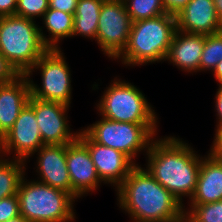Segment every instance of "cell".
Instances as JSON below:
<instances>
[{"label":"cell","mask_w":222,"mask_h":222,"mask_svg":"<svg viewBox=\"0 0 222 222\" xmlns=\"http://www.w3.org/2000/svg\"><path fill=\"white\" fill-rule=\"evenodd\" d=\"M49 9L48 0H17L15 15L36 21Z\"/></svg>","instance_id":"d4e9b609"},{"label":"cell","mask_w":222,"mask_h":222,"mask_svg":"<svg viewBox=\"0 0 222 222\" xmlns=\"http://www.w3.org/2000/svg\"><path fill=\"white\" fill-rule=\"evenodd\" d=\"M132 22L165 14L163 0H123Z\"/></svg>","instance_id":"603a6c76"},{"label":"cell","mask_w":222,"mask_h":222,"mask_svg":"<svg viewBox=\"0 0 222 222\" xmlns=\"http://www.w3.org/2000/svg\"><path fill=\"white\" fill-rule=\"evenodd\" d=\"M78 139L88 148L100 180L105 185H111L113 189H116L136 166L123 152L94 142L82 129Z\"/></svg>","instance_id":"7c38bea8"},{"label":"cell","mask_w":222,"mask_h":222,"mask_svg":"<svg viewBox=\"0 0 222 222\" xmlns=\"http://www.w3.org/2000/svg\"><path fill=\"white\" fill-rule=\"evenodd\" d=\"M175 17L181 32L210 35L222 31L213 0H190Z\"/></svg>","instance_id":"9a60e30c"},{"label":"cell","mask_w":222,"mask_h":222,"mask_svg":"<svg viewBox=\"0 0 222 222\" xmlns=\"http://www.w3.org/2000/svg\"><path fill=\"white\" fill-rule=\"evenodd\" d=\"M6 222H29L28 220H26L21 214L11 218L9 220H7Z\"/></svg>","instance_id":"e575fe53"},{"label":"cell","mask_w":222,"mask_h":222,"mask_svg":"<svg viewBox=\"0 0 222 222\" xmlns=\"http://www.w3.org/2000/svg\"><path fill=\"white\" fill-rule=\"evenodd\" d=\"M176 136H157L146 153L143 166L184 207L193 196L202 155L186 140Z\"/></svg>","instance_id":"6da1fadb"},{"label":"cell","mask_w":222,"mask_h":222,"mask_svg":"<svg viewBox=\"0 0 222 222\" xmlns=\"http://www.w3.org/2000/svg\"><path fill=\"white\" fill-rule=\"evenodd\" d=\"M213 78L218 82V85H222V61L216 65L212 71Z\"/></svg>","instance_id":"d6a6232c"},{"label":"cell","mask_w":222,"mask_h":222,"mask_svg":"<svg viewBox=\"0 0 222 222\" xmlns=\"http://www.w3.org/2000/svg\"><path fill=\"white\" fill-rule=\"evenodd\" d=\"M26 167V161L0 155V199L17 195Z\"/></svg>","instance_id":"44dd1931"},{"label":"cell","mask_w":222,"mask_h":222,"mask_svg":"<svg viewBox=\"0 0 222 222\" xmlns=\"http://www.w3.org/2000/svg\"><path fill=\"white\" fill-rule=\"evenodd\" d=\"M214 133L213 142L208 152L222 162V127L215 129Z\"/></svg>","instance_id":"f1b7e54d"},{"label":"cell","mask_w":222,"mask_h":222,"mask_svg":"<svg viewBox=\"0 0 222 222\" xmlns=\"http://www.w3.org/2000/svg\"><path fill=\"white\" fill-rule=\"evenodd\" d=\"M28 104L34 109L44 145H63L76 141L78 132L72 131L68 112L71 106L59 102L44 101L30 96Z\"/></svg>","instance_id":"8fae6325"},{"label":"cell","mask_w":222,"mask_h":222,"mask_svg":"<svg viewBox=\"0 0 222 222\" xmlns=\"http://www.w3.org/2000/svg\"><path fill=\"white\" fill-rule=\"evenodd\" d=\"M17 0H0V17L15 15Z\"/></svg>","instance_id":"1f68e13d"},{"label":"cell","mask_w":222,"mask_h":222,"mask_svg":"<svg viewBox=\"0 0 222 222\" xmlns=\"http://www.w3.org/2000/svg\"><path fill=\"white\" fill-rule=\"evenodd\" d=\"M178 222H194L192 221L185 213L182 215L181 219Z\"/></svg>","instance_id":"d590c367"},{"label":"cell","mask_w":222,"mask_h":222,"mask_svg":"<svg viewBox=\"0 0 222 222\" xmlns=\"http://www.w3.org/2000/svg\"><path fill=\"white\" fill-rule=\"evenodd\" d=\"M37 158L35 171L43 184L61 189L71 195V182L66 163V144L43 145L31 157Z\"/></svg>","instance_id":"5bb4252c"},{"label":"cell","mask_w":222,"mask_h":222,"mask_svg":"<svg viewBox=\"0 0 222 222\" xmlns=\"http://www.w3.org/2000/svg\"><path fill=\"white\" fill-rule=\"evenodd\" d=\"M102 93L95 104L99 117L134 124H159V117L145 94L129 81L116 76Z\"/></svg>","instance_id":"8992f818"},{"label":"cell","mask_w":222,"mask_h":222,"mask_svg":"<svg viewBox=\"0 0 222 222\" xmlns=\"http://www.w3.org/2000/svg\"><path fill=\"white\" fill-rule=\"evenodd\" d=\"M34 109L27 103L13 127L0 139V155L30 162V157L43 146ZM29 160V161H28Z\"/></svg>","instance_id":"30bf717a"},{"label":"cell","mask_w":222,"mask_h":222,"mask_svg":"<svg viewBox=\"0 0 222 222\" xmlns=\"http://www.w3.org/2000/svg\"><path fill=\"white\" fill-rule=\"evenodd\" d=\"M204 47L203 34H190L176 30L165 61L185 73L199 72Z\"/></svg>","instance_id":"e0dca14e"},{"label":"cell","mask_w":222,"mask_h":222,"mask_svg":"<svg viewBox=\"0 0 222 222\" xmlns=\"http://www.w3.org/2000/svg\"><path fill=\"white\" fill-rule=\"evenodd\" d=\"M115 191L130 222H178L184 214V206L140 164Z\"/></svg>","instance_id":"7a4b0ae2"},{"label":"cell","mask_w":222,"mask_h":222,"mask_svg":"<svg viewBox=\"0 0 222 222\" xmlns=\"http://www.w3.org/2000/svg\"><path fill=\"white\" fill-rule=\"evenodd\" d=\"M222 61V31L204 35V47L199 64V72H212Z\"/></svg>","instance_id":"7402d4cb"},{"label":"cell","mask_w":222,"mask_h":222,"mask_svg":"<svg viewBox=\"0 0 222 222\" xmlns=\"http://www.w3.org/2000/svg\"><path fill=\"white\" fill-rule=\"evenodd\" d=\"M79 0H48L49 9H57L69 14H75Z\"/></svg>","instance_id":"83f0119b"},{"label":"cell","mask_w":222,"mask_h":222,"mask_svg":"<svg viewBox=\"0 0 222 222\" xmlns=\"http://www.w3.org/2000/svg\"><path fill=\"white\" fill-rule=\"evenodd\" d=\"M202 157L196 189L187 205L222 201V162L209 152Z\"/></svg>","instance_id":"ac0fdd59"},{"label":"cell","mask_w":222,"mask_h":222,"mask_svg":"<svg viewBox=\"0 0 222 222\" xmlns=\"http://www.w3.org/2000/svg\"><path fill=\"white\" fill-rule=\"evenodd\" d=\"M158 124L118 122L104 117L82 128L96 143L123 152L136 165L139 154L146 155L158 135Z\"/></svg>","instance_id":"52a82bcc"},{"label":"cell","mask_w":222,"mask_h":222,"mask_svg":"<svg viewBox=\"0 0 222 222\" xmlns=\"http://www.w3.org/2000/svg\"><path fill=\"white\" fill-rule=\"evenodd\" d=\"M40 21L43 22V26L39 25L40 35L49 49H61L62 40L72 37L74 14L48 9ZM44 29L49 35L45 34Z\"/></svg>","instance_id":"d6986e66"},{"label":"cell","mask_w":222,"mask_h":222,"mask_svg":"<svg viewBox=\"0 0 222 222\" xmlns=\"http://www.w3.org/2000/svg\"><path fill=\"white\" fill-rule=\"evenodd\" d=\"M20 214L29 222H73L75 199L67 192L23 177L17 193Z\"/></svg>","instance_id":"277c9868"},{"label":"cell","mask_w":222,"mask_h":222,"mask_svg":"<svg viewBox=\"0 0 222 222\" xmlns=\"http://www.w3.org/2000/svg\"><path fill=\"white\" fill-rule=\"evenodd\" d=\"M48 49L36 21L17 15L0 17V52L20 74H26Z\"/></svg>","instance_id":"5b68a950"},{"label":"cell","mask_w":222,"mask_h":222,"mask_svg":"<svg viewBox=\"0 0 222 222\" xmlns=\"http://www.w3.org/2000/svg\"><path fill=\"white\" fill-rule=\"evenodd\" d=\"M218 15V19L222 23V0H213Z\"/></svg>","instance_id":"836d02e7"},{"label":"cell","mask_w":222,"mask_h":222,"mask_svg":"<svg viewBox=\"0 0 222 222\" xmlns=\"http://www.w3.org/2000/svg\"><path fill=\"white\" fill-rule=\"evenodd\" d=\"M66 163L71 182V196L78 201L102 186L88 148L77 139L66 144Z\"/></svg>","instance_id":"4fadbf2b"},{"label":"cell","mask_w":222,"mask_h":222,"mask_svg":"<svg viewBox=\"0 0 222 222\" xmlns=\"http://www.w3.org/2000/svg\"><path fill=\"white\" fill-rule=\"evenodd\" d=\"M104 0H79L73 21V34L96 41L98 20Z\"/></svg>","instance_id":"ffe728a7"},{"label":"cell","mask_w":222,"mask_h":222,"mask_svg":"<svg viewBox=\"0 0 222 222\" xmlns=\"http://www.w3.org/2000/svg\"><path fill=\"white\" fill-rule=\"evenodd\" d=\"M184 213L194 222H222V201L187 205Z\"/></svg>","instance_id":"cb8c5ba5"},{"label":"cell","mask_w":222,"mask_h":222,"mask_svg":"<svg viewBox=\"0 0 222 222\" xmlns=\"http://www.w3.org/2000/svg\"><path fill=\"white\" fill-rule=\"evenodd\" d=\"M18 215H20V210L17 195L0 199V222H6Z\"/></svg>","instance_id":"484cf974"},{"label":"cell","mask_w":222,"mask_h":222,"mask_svg":"<svg viewBox=\"0 0 222 222\" xmlns=\"http://www.w3.org/2000/svg\"><path fill=\"white\" fill-rule=\"evenodd\" d=\"M190 0H163L166 13L176 15Z\"/></svg>","instance_id":"4dcf8cb0"},{"label":"cell","mask_w":222,"mask_h":222,"mask_svg":"<svg viewBox=\"0 0 222 222\" xmlns=\"http://www.w3.org/2000/svg\"><path fill=\"white\" fill-rule=\"evenodd\" d=\"M21 74L0 52V85L14 81Z\"/></svg>","instance_id":"4316f807"},{"label":"cell","mask_w":222,"mask_h":222,"mask_svg":"<svg viewBox=\"0 0 222 222\" xmlns=\"http://www.w3.org/2000/svg\"><path fill=\"white\" fill-rule=\"evenodd\" d=\"M176 30V17L168 13L132 22L127 47L117 62L129 67L164 62Z\"/></svg>","instance_id":"3957f363"},{"label":"cell","mask_w":222,"mask_h":222,"mask_svg":"<svg viewBox=\"0 0 222 222\" xmlns=\"http://www.w3.org/2000/svg\"><path fill=\"white\" fill-rule=\"evenodd\" d=\"M61 49H48L25 74L29 80L31 96L44 101L71 106V68ZM36 70V71H35ZM40 71L41 85L33 81V73Z\"/></svg>","instance_id":"ba28073f"},{"label":"cell","mask_w":222,"mask_h":222,"mask_svg":"<svg viewBox=\"0 0 222 222\" xmlns=\"http://www.w3.org/2000/svg\"><path fill=\"white\" fill-rule=\"evenodd\" d=\"M132 20L120 0H104L98 20L97 38L100 51L112 61L127 47Z\"/></svg>","instance_id":"9c48e42d"},{"label":"cell","mask_w":222,"mask_h":222,"mask_svg":"<svg viewBox=\"0 0 222 222\" xmlns=\"http://www.w3.org/2000/svg\"><path fill=\"white\" fill-rule=\"evenodd\" d=\"M31 96L27 76L0 85V139L9 131Z\"/></svg>","instance_id":"2e32d148"},{"label":"cell","mask_w":222,"mask_h":222,"mask_svg":"<svg viewBox=\"0 0 222 222\" xmlns=\"http://www.w3.org/2000/svg\"><path fill=\"white\" fill-rule=\"evenodd\" d=\"M214 100V110L216 112L215 116L217 117L215 129H218L222 127V85H218Z\"/></svg>","instance_id":"f546056e"}]
</instances>
